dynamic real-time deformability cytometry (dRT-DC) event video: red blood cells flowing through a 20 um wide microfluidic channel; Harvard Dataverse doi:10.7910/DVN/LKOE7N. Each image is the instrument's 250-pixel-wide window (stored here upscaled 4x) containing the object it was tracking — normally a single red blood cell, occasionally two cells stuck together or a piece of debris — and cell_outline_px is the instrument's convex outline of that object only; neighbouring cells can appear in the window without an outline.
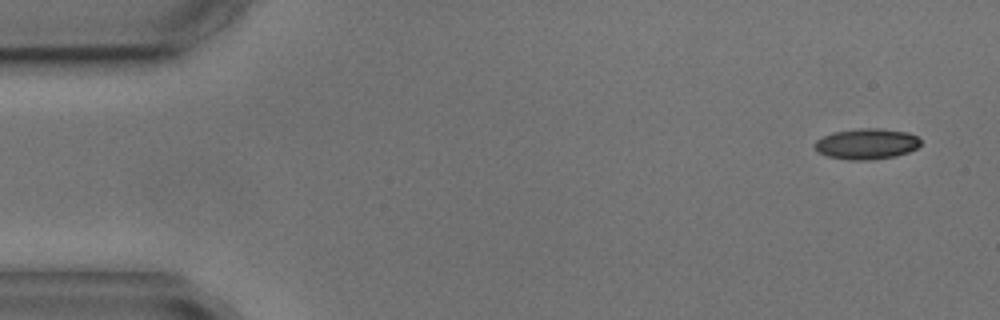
{"species": "common noctule bat (a hibernating species)", "species_latin": "Nyctalus noctula", "temperature_condition": "cold", "stored_images_in_passage": 6, "segment_of_instrument_passage": [2, 2], "camera_frame_rate_fps": 3000, "um_per_image_px": 0.085, "animal": {"sex": "male", "body_mass_g": 17.9, "forearm_length_mm": 54.2}, "frame": {"image": 1, "passage_image": 6, "time_ms": 6.0, "image_size_px": [1000, 320], "cell_outline_px": [[920, 144], [916, 148], [908, 152], [896, 156], [872, 160], [848, 160], [828, 156], [820, 152], [816, 148], [816, 140], [832, 132], [860, 128], [876, 128], [908, 132], [916, 136], [920, 140]], "centroid_in_image_um": [73.68, 12.23], "position_along_channel_um": 11.3, "area_um2": 18.84}}